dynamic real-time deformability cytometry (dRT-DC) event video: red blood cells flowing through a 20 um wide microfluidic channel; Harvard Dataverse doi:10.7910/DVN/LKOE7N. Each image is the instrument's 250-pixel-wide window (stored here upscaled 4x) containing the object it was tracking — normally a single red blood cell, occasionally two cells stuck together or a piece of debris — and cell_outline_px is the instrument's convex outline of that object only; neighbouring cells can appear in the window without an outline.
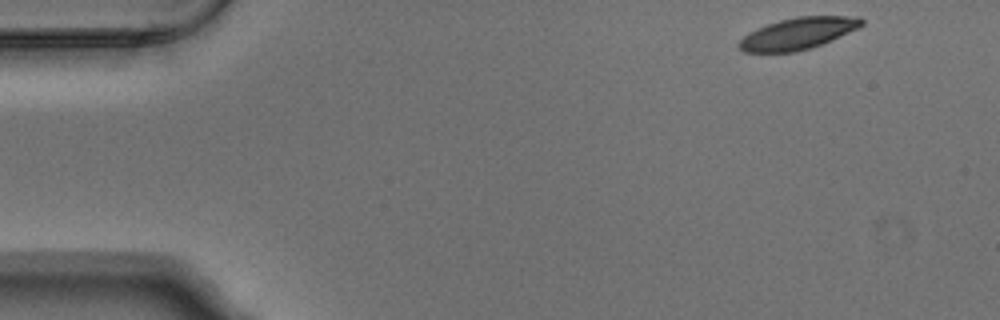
{"species": "Egyptian fruit bat (a non-hibernating species)", "species_latin": "Rousettus aegyptiacus", "temperature_condition": "warm", "stored_images_in_passage": 4, "camera_frame_rate_fps": 3000, "um_per_image_px": 0.085, "animal": {"sex": "male"}, "frame": {"image": 1, "passage_image": 1, "time_ms": 0.0, "image_size_px": [1000, 320], "cell_outline_px": [[864, 24], [832, 40], [812, 48], [796, 52], [744, 52], [736, 48], [736, 44], [744, 36], [756, 28], [780, 20], [796, 16], [860, 16], [864, 20]], "centroid_in_image_um": [67.8, 2.85], "position_along_channel_um": 17.2, "area_um2": 22.72}}
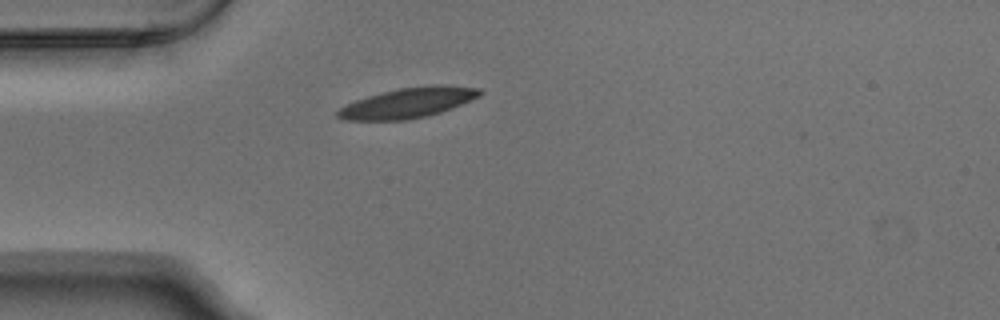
{"frame": {"image": 2, "passage_image": 3, "time_ms": 0.667, "image_size_px": [1000, 320], "cell_outline_px": [[484, 92], [480, 96], [452, 108], [428, 116], [404, 120], [344, 120], [336, 116], [336, 112], [340, 108], [356, 100], [368, 96], [400, 88], [428, 84], [444, 84], [480, 88]], "centroid_in_image_um": [34.73, 8.73], "position_along_channel_um": 50.3, "area_um2": 25.03}}